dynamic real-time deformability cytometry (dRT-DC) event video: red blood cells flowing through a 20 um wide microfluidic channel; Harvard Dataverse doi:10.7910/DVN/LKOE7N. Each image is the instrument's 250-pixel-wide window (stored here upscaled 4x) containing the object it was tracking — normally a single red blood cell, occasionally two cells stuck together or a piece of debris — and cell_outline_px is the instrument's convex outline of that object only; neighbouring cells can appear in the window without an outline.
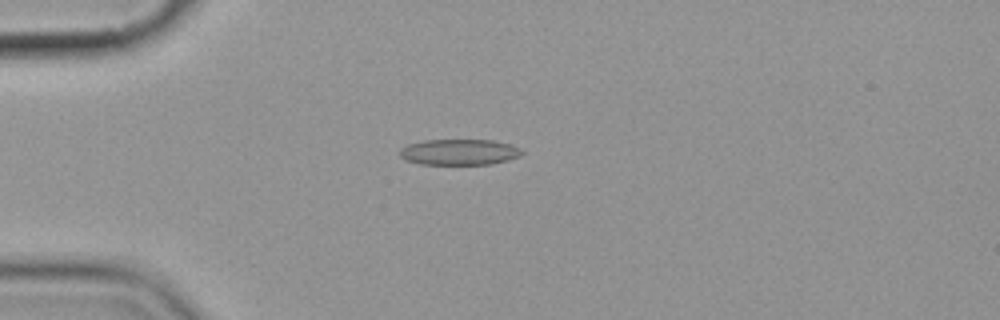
{"species": "common noctule bat (a hibernating species)", "species_latin": "Nyctalus noctula", "temperature_condition": "cold", "stored_images_in_passage": 12, "camera_frame_rate_fps": 3000, "um_per_image_px": 0.085, "animal": {"sex": "female", "body_mass_g": 19.9}, "frame": {"image": 1, "passage_image": 1, "time_ms": 0.0, "image_size_px": [1000, 320], "cell_outline_px": [[524, 152], [520, 156], [508, 160], [492, 164], [420, 164], [404, 160], [400, 156], [400, 148], [408, 144], [424, 140], [492, 140], [508, 144], [520, 148]], "centroid_in_image_um": [39.02, 12.93], "position_along_channel_um": 46.0, "area_um2": 18.44}}
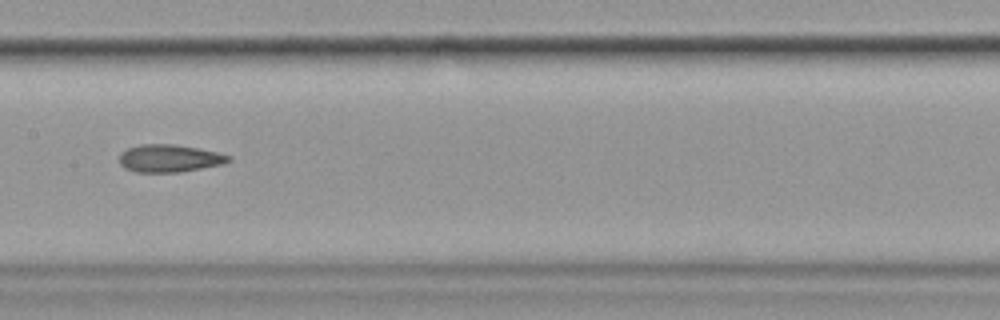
{"frame": {"image": 2, "passage_image": 5, "time_ms": 4.667, "image_size_px": [1000, 320], "cell_outline_px": [[232, 160], [224, 164], [180, 172], [136, 172], [124, 168], [120, 164], [120, 152], [128, 148], [140, 144], [172, 144], [196, 148], [216, 152], [232, 156]], "centroid_in_image_um": [14.4, 13.46], "position_along_channel_um": 193.0, "area_um2": 17.57}}
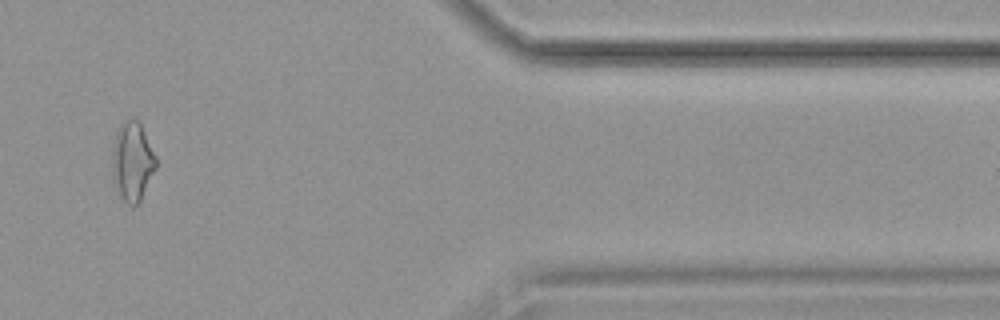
{"frame": {"image": 3, "passage_image": 10, "time_ms": 11.333, "image_size_px": [1000, 320], "cell_outline_px": [[156, 168], [140, 200], [132, 208], [124, 200], [120, 192], [116, 180], [112, 164], [112, 148], [116, 132], [120, 124], [124, 120], [136, 120], [140, 124], [156, 156]], "centroid_in_image_um": [11.26, 13.69], "position_along_channel_um": 400.1, "area_um2": 19.48}, "authors_computed_cell_mechanics": {"area_um2": 17.918, "velocity_mm_per_s": 3.5975, "shape_relaxation_time_tau1_ms": 4.0633, "shape_relaxation_time_tau2_ms": 3.2326, "deformation_change_tau1": 0.1107, "deformation_change_tau2": 0.104}}